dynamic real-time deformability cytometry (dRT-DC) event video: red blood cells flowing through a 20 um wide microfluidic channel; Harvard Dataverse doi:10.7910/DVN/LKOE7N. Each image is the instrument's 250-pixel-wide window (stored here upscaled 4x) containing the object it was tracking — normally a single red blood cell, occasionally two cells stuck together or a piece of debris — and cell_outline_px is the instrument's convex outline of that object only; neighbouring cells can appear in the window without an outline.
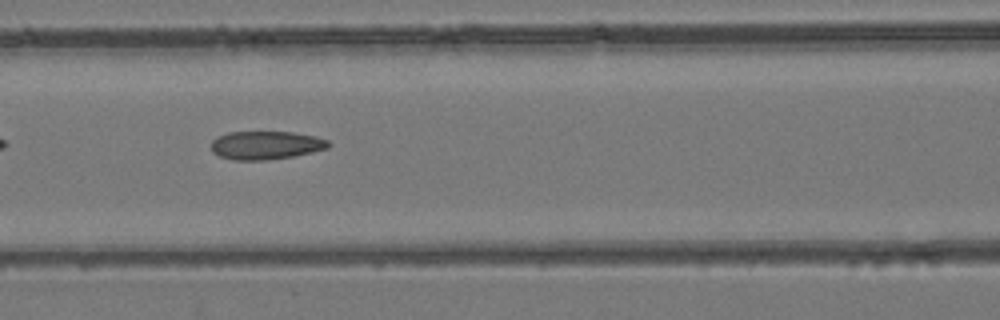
{"species": "common noctule bat (a hibernating species)", "species_latin": "Nyctalus noctula", "temperature_condition": "room temperature", "stored_images_in_passage": 48, "camera_frame_rate_fps": 3000, "um_per_image_px": 0.085, "animal": {"sex": "female", "body_mass_g": 24.6, "forearm_length_mm": 56.2}, "frame": {"image": 1, "passage_image": 21, "time_ms": 6.667, "image_size_px": [1000, 320], "cell_outline_px": [[332, 144], [328, 148], [312, 152], [292, 156], [264, 160], [232, 160], [220, 156], [212, 152], [212, 140], [216, 136], [228, 132], [292, 132], [316, 136], [328, 140]], "centroid_in_image_um": [22.6, 12.34], "position_along_channel_um": 144.0, "area_um2": 19.42}}
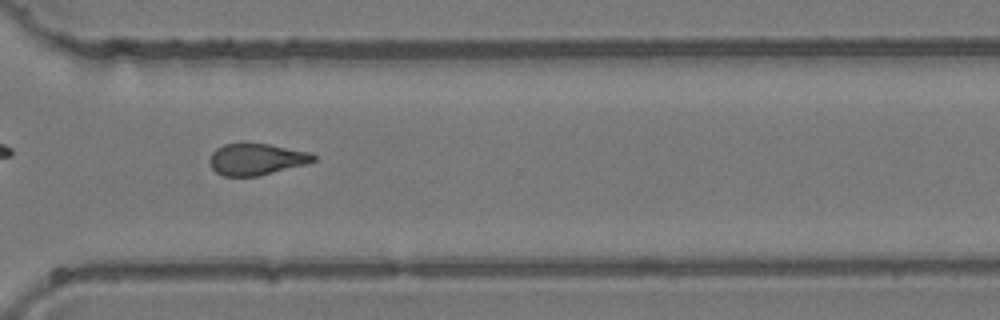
{"frame": {"image": 2, "passage_image": 35, "time_ms": 11.333, "image_size_px": [1000, 320], "cell_outline_px": [[316, 160], [304, 164], [260, 176], [224, 176], [216, 172], [212, 168], [208, 160], [212, 152], [216, 148], [224, 144], [244, 140], [268, 144], [312, 152], [316, 156]], "centroid_in_image_um": [21.76, 13.49], "position_along_channel_um": 348.8, "area_um2": 19.65}}